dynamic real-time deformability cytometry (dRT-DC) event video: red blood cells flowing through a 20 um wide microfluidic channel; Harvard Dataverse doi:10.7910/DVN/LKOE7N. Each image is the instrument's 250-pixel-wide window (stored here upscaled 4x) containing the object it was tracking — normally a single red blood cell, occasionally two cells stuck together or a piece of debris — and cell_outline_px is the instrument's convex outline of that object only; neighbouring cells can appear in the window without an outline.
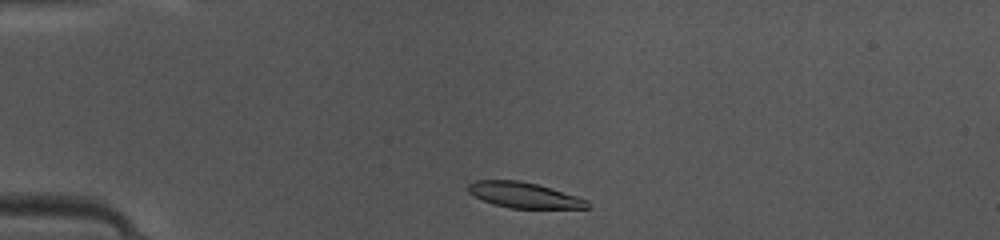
{"species": "common noctule bat (a hibernating species)", "species_latin": "Nyctalus noctula", "temperature_condition": "warm", "stored_images_in_passage": 38, "camera_frame_rate_fps": 3000, "um_per_image_px": 0.085, "animal": {"sex": "female", "body_mass_g": 10.0, "forearm_length_mm": 53.1}, "frame": {"image": 1, "passage_image": 2, "time_ms": 0.333, "image_size_px": [1000, 240], "cell_outline_px": [[592, 208], [508, 208], [492, 204], [468, 192], [468, 184], [476, 180], [520, 180], [552, 188], [588, 200]], "centroid_in_image_um": [44.56, 16.58], "position_along_channel_um": 40.4, "area_um2": 17.74}}
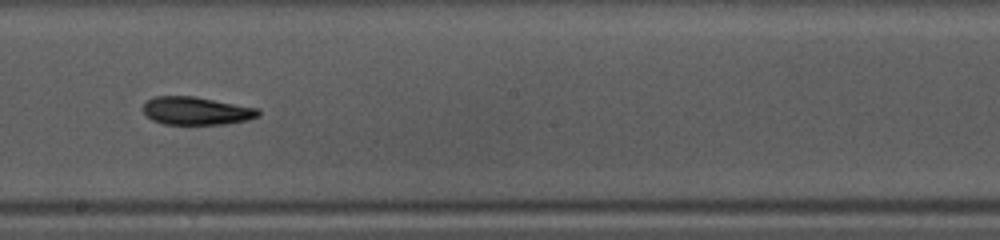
{"frame": {"image": 2, "passage_image": 18, "time_ms": 5.667, "image_size_px": [1000, 240], "cell_outline_px": [[260, 116], [248, 120], [224, 124], [164, 124], [152, 120], [144, 112], [144, 104], [152, 96], [192, 96], [260, 108]], "centroid_in_image_um": [16.72, 9.42], "position_along_channel_um": 231.5, "area_um2": 18.79}}
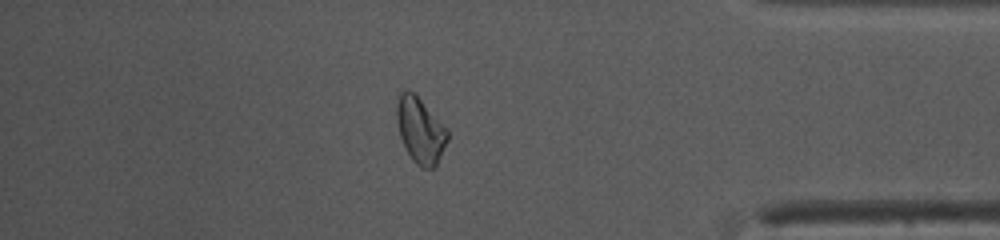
{"frame": {"image": 3, "passage_image": 32, "time_ms": 10.333, "image_size_px": [1000, 240], "cell_outline_px": [[448, 140], [436, 168], [420, 168], [412, 160], [400, 136], [396, 120], [396, 104], [400, 92], [412, 92], [448, 128]], "centroid_in_image_um": [35.74, 11.13], "position_along_channel_um": 399.5, "area_um2": 19.36}, "authors_computed_cell_mechanics": {"area_um2": 19.0162, "velocity_mm_per_s": 4.158, "shape_relaxation_time_tau1_ms": 4.922, "shape_relaxation_time_tau2_ms": null, "deformation_change_tau1": 0.1475, "deformation_change_tau2": null}}